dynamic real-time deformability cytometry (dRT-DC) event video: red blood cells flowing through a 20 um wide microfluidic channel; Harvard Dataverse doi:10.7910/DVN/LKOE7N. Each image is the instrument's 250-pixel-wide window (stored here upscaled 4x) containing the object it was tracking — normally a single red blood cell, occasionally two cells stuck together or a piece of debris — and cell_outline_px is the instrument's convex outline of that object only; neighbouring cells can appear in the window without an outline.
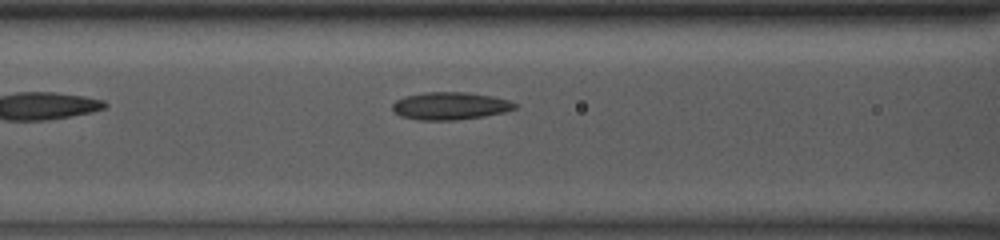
{"species": "common noctule bat (a hibernating species)", "species_latin": "Nyctalus noctula", "temperature_condition": "room temperature", "stored_images_in_passage": 36, "camera_frame_rate_fps": 3000, "um_per_image_px": 0.085, "animal": {"sex": "male", "body_mass_g": 13.0, "forearm_length_mm": 53.1}, "frame": {"image": 1, "passage_image": 7, "time_ms": 2.0, "image_size_px": [1000, 240], "cell_outline_px": [[520, 104], [516, 108], [504, 112], [484, 116], [456, 120], [420, 120], [400, 116], [392, 108], [392, 104], [396, 100], [404, 96], [424, 92], [464, 92], [492, 96], [508, 100]], "centroid_in_image_um": [38.27, 9.0], "position_along_channel_um": 128.3, "area_um2": 19.71}}
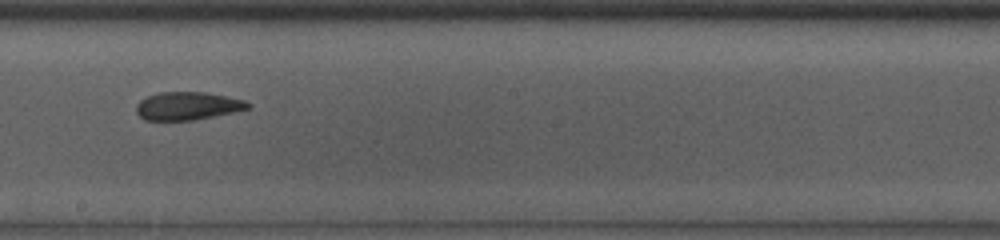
{"frame": {"image": 2, "passage_image": 15, "time_ms": 4.667, "image_size_px": [1000, 240], "cell_outline_px": [[252, 108], [192, 120], [144, 120], [136, 112], [136, 104], [140, 100], [148, 96], [160, 92], [204, 92], [244, 100], [252, 104]], "centroid_in_image_um": [15.93, 9.0], "position_along_channel_um": 232.3, "area_um2": 18.09}}
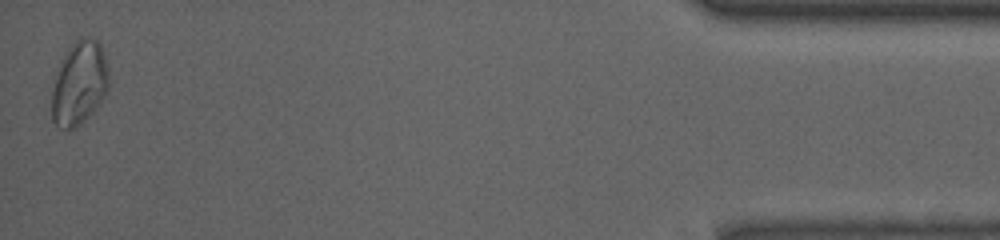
{"frame": {"image": 3, "passage_image": 36, "time_ms": 11.667, "image_size_px": [1000, 240], "cell_outline_px": [[108, 88], [104, 96], [92, 112], [80, 124], [64, 132], [52, 120], [52, 88], [60, 60], [68, 48], [76, 40], [88, 36], [100, 40], [104, 56], [108, 76]], "centroid_in_image_um": [6.72, 7.06], "position_along_channel_um": 428.5, "area_um2": 27.8}, "authors_computed_cell_mechanics": {"area_um2": 19.3341, "velocity_mm_per_s": 3.8843, "shape_relaxation_time_tau1_ms": null, "shape_relaxation_time_tau2_ms": 1.8417, "deformation_change_tau1": null, "deformation_change_tau2": 0.0716}}